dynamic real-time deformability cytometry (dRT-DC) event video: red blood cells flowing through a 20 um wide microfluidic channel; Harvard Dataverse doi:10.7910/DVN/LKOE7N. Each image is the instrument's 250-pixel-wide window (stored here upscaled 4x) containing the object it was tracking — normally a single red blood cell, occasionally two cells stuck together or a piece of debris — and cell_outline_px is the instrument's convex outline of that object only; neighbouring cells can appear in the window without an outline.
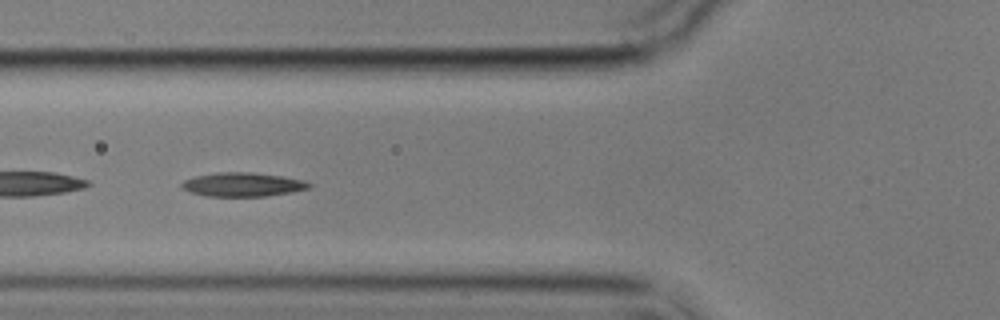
{"species": "common noctule bat (a hibernating species)", "species_latin": "Nyctalus noctula", "temperature_condition": "cold", "stored_images_in_passage": 5, "camera_frame_rate_fps": 3000, "um_per_image_px": 0.085, "animal": {"sex": "male", "body_mass_g": 17.9}, "frame": {"image": 1, "passage_image": 4, "time_ms": 3.667, "image_size_px": [1000, 320], "cell_outline_px": [[312, 184], [308, 188], [292, 192], [264, 196], [204, 196], [192, 192], [184, 188], [180, 184], [184, 180], [196, 176], [216, 172], [252, 172], [284, 176], [304, 180]], "centroid_in_image_um": [20.65, 15.67], "position_along_channel_um": 105.2, "area_um2": 17.69}}